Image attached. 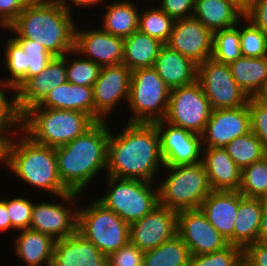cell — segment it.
Segmentation results:
<instances>
[{"mask_svg":"<svg viewBox=\"0 0 267 266\" xmlns=\"http://www.w3.org/2000/svg\"><path fill=\"white\" fill-rule=\"evenodd\" d=\"M211 112L209 100L196 80L189 85L171 89L164 121L201 135Z\"/></svg>","mask_w":267,"mask_h":266,"instance_id":"30bf717a","label":"cell"},{"mask_svg":"<svg viewBox=\"0 0 267 266\" xmlns=\"http://www.w3.org/2000/svg\"><path fill=\"white\" fill-rule=\"evenodd\" d=\"M239 36L243 57L261 58L267 56V34L255 27L245 17L239 22Z\"/></svg>","mask_w":267,"mask_h":266,"instance_id":"f35d334b","label":"cell"},{"mask_svg":"<svg viewBox=\"0 0 267 266\" xmlns=\"http://www.w3.org/2000/svg\"><path fill=\"white\" fill-rule=\"evenodd\" d=\"M110 2L104 4L107 9L102 16V23H99L101 29L123 39L138 31L139 7L132 0Z\"/></svg>","mask_w":267,"mask_h":266,"instance_id":"f1b7e54d","label":"cell"},{"mask_svg":"<svg viewBox=\"0 0 267 266\" xmlns=\"http://www.w3.org/2000/svg\"><path fill=\"white\" fill-rule=\"evenodd\" d=\"M251 132L248 103L238 108L214 109L203 133L202 147L224 148L233 139Z\"/></svg>","mask_w":267,"mask_h":266,"instance_id":"e0dca14e","label":"cell"},{"mask_svg":"<svg viewBox=\"0 0 267 266\" xmlns=\"http://www.w3.org/2000/svg\"><path fill=\"white\" fill-rule=\"evenodd\" d=\"M160 135L161 155L165 166L202 162L201 135L162 120L155 122Z\"/></svg>","mask_w":267,"mask_h":266,"instance_id":"9a60e30c","label":"cell"},{"mask_svg":"<svg viewBox=\"0 0 267 266\" xmlns=\"http://www.w3.org/2000/svg\"><path fill=\"white\" fill-rule=\"evenodd\" d=\"M224 148L240 169L250 166L267 155L261 141L252 131L233 139Z\"/></svg>","mask_w":267,"mask_h":266,"instance_id":"836d02e7","label":"cell"},{"mask_svg":"<svg viewBox=\"0 0 267 266\" xmlns=\"http://www.w3.org/2000/svg\"><path fill=\"white\" fill-rule=\"evenodd\" d=\"M52 266H108L107 255L76 232L55 242Z\"/></svg>","mask_w":267,"mask_h":266,"instance_id":"603a6c76","label":"cell"},{"mask_svg":"<svg viewBox=\"0 0 267 266\" xmlns=\"http://www.w3.org/2000/svg\"><path fill=\"white\" fill-rule=\"evenodd\" d=\"M3 65L9 76L0 78V84L14 88L16 91L26 82L28 72L29 56L21 44L12 36L6 40L4 45Z\"/></svg>","mask_w":267,"mask_h":266,"instance_id":"1f68e13d","label":"cell"},{"mask_svg":"<svg viewBox=\"0 0 267 266\" xmlns=\"http://www.w3.org/2000/svg\"><path fill=\"white\" fill-rule=\"evenodd\" d=\"M190 252L176 234L160 246L144 251L143 266H189Z\"/></svg>","mask_w":267,"mask_h":266,"instance_id":"d6a6232c","label":"cell"},{"mask_svg":"<svg viewBox=\"0 0 267 266\" xmlns=\"http://www.w3.org/2000/svg\"><path fill=\"white\" fill-rule=\"evenodd\" d=\"M67 82L66 54L54 57L45 70L29 78L17 91V107L22 115L29 108L38 105L53 88Z\"/></svg>","mask_w":267,"mask_h":266,"instance_id":"ffe728a7","label":"cell"},{"mask_svg":"<svg viewBox=\"0 0 267 266\" xmlns=\"http://www.w3.org/2000/svg\"><path fill=\"white\" fill-rule=\"evenodd\" d=\"M154 68L170 90L197 80V64L165 44L159 51Z\"/></svg>","mask_w":267,"mask_h":266,"instance_id":"cb8c5ba5","label":"cell"},{"mask_svg":"<svg viewBox=\"0 0 267 266\" xmlns=\"http://www.w3.org/2000/svg\"><path fill=\"white\" fill-rule=\"evenodd\" d=\"M244 17L267 34V0H253Z\"/></svg>","mask_w":267,"mask_h":266,"instance_id":"7dc6e473","label":"cell"},{"mask_svg":"<svg viewBox=\"0 0 267 266\" xmlns=\"http://www.w3.org/2000/svg\"><path fill=\"white\" fill-rule=\"evenodd\" d=\"M239 207V191L212 190L200 207L216 230L234 245V223Z\"/></svg>","mask_w":267,"mask_h":266,"instance_id":"44dd1931","label":"cell"},{"mask_svg":"<svg viewBox=\"0 0 267 266\" xmlns=\"http://www.w3.org/2000/svg\"><path fill=\"white\" fill-rule=\"evenodd\" d=\"M239 192L244 197H267V155L242 169Z\"/></svg>","mask_w":267,"mask_h":266,"instance_id":"74e56055","label":"cell"},{"mask_svg":"<svg viewBox=\"0 0 267 266\" xmlns=\"http://www.w3.org/2000/svg\"><path fill=\"white\" fill-rule=\"evenodd\" d=\"M165 45L199 65L212 56L213 32L194 16L177 19Z\"/></svg>","mask_w":267,"mask_h":266,"instance_id":"2e32d148","label":"cell"},{"mask_svg":"<svg viewBox=\"0 0 267 266\" xmlns=\"http://www.w3.org/2000/svg\"><path fill=\"white\" fill-rule=\"evenodd\" d=\"M244 15L229 0H195L193 16L212 32L236 26Z\"/></svg>","mask_w":267,"mask_h":266,"instance_id":"4316f807","label":"cell"},{"mask_svg":"<svg viewBox=\"0 0 267 266\" xmlns=\"http://www.w3.org/2000/svg\"><path fill=\"white\" fill-rule=\"evenodd\" d=\"M263 198L244 197L239 192V207L234 223V245L243 250L257 242Z\"/></svg>","mask_w":267,"mask_h":266,"instance_id":"83f0119b","label":"cell"},{"mask_svg":"<svg viewBox=\"0 0 267 266\" xmlns=\"http://www.w3.org/2000/svg\"><path fill=\"white\" fill-rule=\"evenodd\" d=\"M177 234V212L158 205L130 224V242L142 251L154 249Z\"/></svg>","mask_w":267,"mask_h":266,"instance_id":"ac0fdd59","label":"cell"},{"mask_svg":"<svg viewBox=\"0 0 267 266\" xmlns=\"http://www.w3.org/2000/svg\"><path fill=\"white\" fill-rule=\"evenodd\" d=\"M54 58L51 54H35L29 56L28 72L26 74V81L45 70L46 65Z\"/></svg>","mask_w":267,"mask_h":266,"instance_id":"681fc988","label":"cell"},{"mask_svg":"<svg viewBox=\"0 0 267 266\" xmlns=\"http://www.w3.org/2000/svg\"><path fill=\"white\" fill-rule=\"evenodd\" d=\"M23 47L25 54L32 56L35 54H50L46 49L30 39H16Z\"/></svg>","mask_w":267,"mask_h":266,"instance_id":"816d5d0a","label":"cell"},{"mask_svg":"<svg viewBox=\"0 0 267 266\" xmlns=\"http://www.w3.org/2000/svg\"><path fill=\"white\" fill-rule=\"evenodd\" d=\"M234 3L244 13L251 7L253 0H229Z\"/></svg>","mask_w":267,"mask_h":266,"instance_id":"9f6ffc18","label":"cell"},{"mask_svg":"<svg viewBox=\"0 0 267 266\" xmlns=\"http://www.w3.org/2000/svg\"><path fill=\"white\" fill-rule=\"evenodd\" d=\"M36 0H0V29L6 30L24 8Z\"/></svg>","mask_w":267,"mask_h":266,"instance_id":"f6af8a7d","label":"cell"},{"mask_svg":"<svg viewBox=\"0 0 267 266\" xmlns=\"http://www.w3.org/2000/svg\"><path fill=\"white\" fill-rule=\"evenodd\" d=\"M72 8L59 0H36L8 26L15 39H30L54 57H63L75 48L77 21Z\"/></svg>","mask_w":267,"mask_h":266,"instance_id":"7a4b0ae2","label":"cell"},{"mask_svg":"<svg viewBox=\"0 0 267 266\" xmlns=\"http://www.w3.org/2000/svg\"><path fill=\"white\" fill-rule=\"evenodd\" d=\"M108 121L96 122L83 135L55 148L58 174L71 191L84 194L100 172L106 174L110 128ZM105 171V173H104Z\"/></svg>","mask_w":267,"mask_h":266,"instance_id":"3957f363","label":"cell"},{"mask_svg":"<svg viewBox=\"0 0 267 266\" xmlns=\"http://www.w3.org/2000/svg\"><path fill=\"white\" fill-rule=\"evenodd\" d=\"M106 178V192L96 199L129 225L142 219L159 205L157 183L109 175Z\"/></svg>","mask_w":267,"mask_h":266,"instance_id":"52a82bcc","label":"cell"},{"mask_svg":"<svg viewBox=\"0 0 267 266\" xmlns=\"http://www.w3.org/2000/svg\"><path fill=\"white\" fill-rule=\"evenodd\" d=\"M202 163L205 166L211 190L239 191L240 169L222 147H203Z\"/></svg>","mask_w":267,"mask_h":266,"instance_id":"7402d4cb","label":"cell"},{"mask_svg":"<svg viewBox=\"0 0 267 266\" xmlns=\"http://www.w3.org/2000/svg\"><path fill=\"white\" fill-rule=\"evenodd\" d=\"M258 242L267 244V200L263 199L261 225L258 232Z\"/></svg>","mask_w":267,"mask_h":266,"instance_id":"db71d44e","label":"cell"},{"mask_svg":"<svg viewBox=\"0 0 267 266\" xmlns=\"http://www.w3.org/2000/svg\"><path fill=\"white\" fill-rule=\"evenodd\" d=\"M158 7L174 20L193 16L195 0H158Z\"/></svg>","mask_w":267,"mask_h":266,"instance_id":"bcb514c9","label":"cell"},{"mask_svg":"<svg viewBox=\"0 0 267 266\" xmlns=\"http://www.w3.org/2000/svg\"><path fill=\"white\" fill-rule=\"evenodd\" d=\"M257 98L267 106V85L263 88Z\"/></svg>","mask_w":267,"mask_h":266,"instance_id":"6f0895ef","label":"cell"},{"mask_svg":"<svg viewBox=\"0 0 267 266\" xmlns=\"http://www.w3.org/2000/svg\"><path fill=\"white\" fill-rule=\"evenodd\" d=\"M211 57L218 62L228 65L242 57L239 23L234 27L213 32Z\"/></svg>","mask_w":267,"mask_h":266,"instance_id":"8d00e7d4","label":"cell"},{"mask_svg":"<svg viewBox=\"0 0 267 266\" xmlns=\"http://www.w3.org/2000/svg\"><path fill=\"white\" fill-rule=\"evenodd\" d=\"M170 88L154 67L132 71L127 107L131 123H155L164 120L170 98Z\"/></svg>","mask_w":267,"mask_h":266,"instance_id":"9c48e42d","label":"cell"},{"mask_svg":"<svg viewBox=\"0 0 267 266\" xmlns=\"http://www.w3.org/2000/svg\"><path fill=\"white\" fill-rule=\"evenodd\" d=\"M101 68L97 63L83 58L75 50L66 54L67 81L71 84L92 87L99 78Z\"/></svg>","mask_w":267,"mask_h":266,"instance_id":"d590c367","label":"cell"},{"mask_svg":"<svg viewBox=\"0 0 267 266\" xmlns=\"http://www.w3.org/2000/svg\"><path fill=\"white\" fill-rule=\"evenodd\" d=\"M61 110L81 111L94 120V97L92 87L65 82L52 90L36 106Z\"/></svg>","mask_w":267,"mask_h":266,"instance_id":"d4e9b609","label":"cell"},{"mask_svg":"<svg viewBox=\"0 0 267 266\" xmlns=\"http://www.w3.org/2000/svg\"><path fill=\"white\" fill-rule=\"evenodd\" d=\"M175 20L158 6L139 12L138 30L166 44L172 32Z\"/></svg>","mask_w":267,"mask_h":266,"instance_id":"e575fe53","label":"cell"},{"mask_svg":"<svg viewBox=\"0 0 267 266\" xmlns=\"http://www.w3.org/2000/svg\"><path fill=\"white\" fill-rule=\"evenodd\" d=\"M236 266H252V265L243 257Z\"/></svg>","mask_w":267,"mask_h":266,"instance_id":"680465c9","label":"cell"},{"mask_svg":"<svg viewBox=\"0 0 267 266\" xmlns=\"http://www.w3.org/2000/svg\"><path fill=\"white\" fill-rule=\"evenodd\" d=\"M91 201L78 207L77 232L108 256L130 241V225L96 198Z\"/></svg>","mask_w":267,"mask_h":266,"instance_id":"ba28073f","label":"cell"},{"mask_svg":"<svg viewBox=\"0 0 267 266\" xmlns=\"http://www.w3.org/2000/svg\"><path fill=\"white\" fill-rule=\"evenodd\" d=\"M243 257L252 266H267V244L255 242L243 250Z\"/></svg>","mask_w":267,"mask_h":266,"instance_id":"c3c4849f","label":"cell"},{"mask_svg":"<svg viewBox=\"0 0 267 266\" xmlns=\"http://www.w3.org/2000/svg\"><path fill=\"white\" fill-rule=\"evenodd\" d=\"M144 251L130 241L107 256L108 266H143Z\"/></svg>","mask_w":267,"mask_h":266,"instance_id":"ee69618b","label":"cell"},{"mask_svg":"<svg viewBox=\"0 0 267 266\" xmlns=\"http://www.w3.org/2000/svg\"><path fill=\"white\" fill-rule=\"evenodd\" d=\"M123 126L118 134L110 130L106 175L157 182L159 168L165 165L156 124L127 122Z\"/></svg>","mask_w":267,"mask_h":266,"instance_id":"6da1fadb","label":"cell"},{"mask_svg":"<svg viewBox=\"0 0 267 266\" xmlns=\"http://www.w3.org/2000/svg\"><path fill=\"white\" fill-rule=\"evenodd\" d=\"M14 136V133H0V164L4 165V168L6 166L7 170L9 169L10 146Z\"/></svg>","mask_w":267,"mask_h":266,"instance_id":"f907efd6","label":"cell"},{"mask_svg":"<svg viewBox=\"0 0 267 266\" xmlns=\"http://www.w3.org/2000/svg\"><path fill=\"white\" fill-rule=\"evenodd\" d=\"M131 74L132 71L124 64L101 68L99 78L92 86L95 122L106 121L111 112L120 106V101L123 103L124 100L127 104Z\"/></svg>","mask_w":267,"mask_h":266,"instance_id":"4fadbf2b","label":"cell"},{"mask_svg":"<svg viewBox=\"0 0 267 266\" xmlns=\"http://www.w3.org/2000/svg\"><path fill=\"white\" fill-rule=\"evenodd\" d=\"M197 81L212 110L238 108L248 103L249 97L237 85L229 65L212 57L197 65Z\"/></svg>","mask_w":267,"mask_h":266,"instance_id":"7c38bea8","label":"cell"},{"mask_svg":"<svg viewBox=\"0 0 267 266\" xmlns=\"http://www.w3.org/2000/svg\"><path fill=\"white\" fill-rule=\"evenodd\" d=\"M7 213V197L0 199V233L12 229L11 220Z\"/></svg>","mask_w":267,"mask_h":266,"instance_id":"f5cc1de1","label":"cell"},{"mask_svg":"<svg viewBox=\"0 0 267 266\" xmlns=\"http://www.w3.org/2000/svg\"><path fill=\"white\" fill-rule=\"evenodd\" d=\"M177 234L191 255L218 252L229 245L201 209L177 212Z\"/></svg>","mask_w":267,"mask_h":266,"instance_id":"5bb4252c","label":"cell"},{"mask_svg":"<svg viewBox=\"0 0 267 266\" xmlns=\"http://www.w3.org/2000/svg\"><path fill=\"white\" fill-rule=\"evenodd\" d=\"M21 119L22 115L17 107L16 90L0 84V133L10 132L17 135V132L21 131Z\"/></svg>","mask_w":267,"mask_h":266,"instance_id":"ab89813d","label":"cell"},{"mask_svg":"<svg viewBox=\"0 0 267 266\" xmlns=\"http://www.w3.org/2000/svg\"><path fill=\"white\" fill-rule=\"evenodd\" d=\"M9 170L25 184L35 190H45L49 196L57 197L71 192L58 174L55 148L33 142L22 131L12 139Z\"/></svg>","mask_w":267,"mask_h":266,"instance_id":"277c9868","label":"cell"},{"mask_svg":"<svg viewBox=\"0 0 267 266\" xmlns=\"http://www.w3.org/2000/svg\"><path fill=\"white\" fill-rule=\"evenodd\" d=\"M61 1L64 5H67L70 9L71 7L73 8L74 6L84 8L86 7H94L95 5L97 6L98 4L100 5L101 3L105 4V0H59Z\"/></svg>","mask_w":267,"mask_h":266,"instance_id":"11a10c76","label":"cell"},{"mask_svg":"<svg viewBox=\"0 0 267 266\" xmlns=\"http://www.w3.org/2000/svg\"><path fill=\"white\" fill-rule=\"evenodd\" d=\"M79 195L81 193L69 192L58 195L59 202H34L30 229L49 235L55 241L75 234L78 223L77 206L80 204L78 201V198L80 199Z\"/></svg>","mask_w":267,"mask_h":266,"instance_id":"8fae6325","label":"cell"},{"mask_svg":"<svg viewBox=\"0 0 267 266\" xmlns=\"http://www.w3.org/2000/svg\"><path fill=\"white\" fill-rule=\"evenodd\" d=\"M237 85L251 97H257L267 85V56L261 58L240 57L229 64Z\"/></svg>","mask_w":267,"mask_h":266,"instance_id":"f546056e","label":"cell"},{"mask_svg":"<svg viewBox=\"0 0 267 266\" xmlns=\"http://www.w3.org/2000/svg\"><path fill=\"white\" fill-rule=\"evenodd\" d=\"M13 248L26 266H52L55 240L31 229L17 231Z\"/></svg>","mask_w":267,"mask_h":266,"instance_id":"484cf974","label":"cell"},{"mask_svg":"<svg viewBox=\"0 0 267 266\" xmlns=\"http://www.w3.org/2000/svg\"><path fill=\"white\" fill-rule=\"evenodd\" d=\"M164 170L169 175L157 182L159 205L176 212L200 209L212 191L203 163L164 166Z\"/></svg>","mask_w":267,"mask_h":266,"instance_id":"8992f818","label":"cell"},{"mask_svg":"<svg viewBox=\"0 0 267 266\" xmlns=\"http://www.w3.org/2000/svg\"><path fill=\"white\" fill-rule=\"evenodd\" d=\"M34 201L24 196L7 199V213L11 220L12 230L30 229Z\"/></svg>","mask_w":267,"mask_h":266,"instance_id":"b9f144b4","label":"cell"},{"mask_svg":"<svg viewBox=\"0 0 267 266\" xmlns=\"http://www.w3.org/2000/svg\"><path fill=\"white\" fill-rule=\"evenodd\" d=\"M123 49V38L113 36L101 28L83 30L76 26L74 50L101 67L122 64Z\"/></svg>","mask_w":267,"mask_h":266,"instance_id":"d6986e66","label":"cell"},{"mask_svg":"<svg viewBox=\"0 0 267 266\" xmlns=\"http://www.w3.org/2000/svg\"><path fill=\"white\" fill-rule=\"evenodd\" d=\"M251 114V131L258 137L267 151V106L257 97L248 100Z\"/></svg>","mask_w":267,"mask_h":266,"instance_id":"7bdbcfd3","label":"cell"},{"mask_svg":"<svg viewBox=\"0 0 267 266\" xmlns=\"http://www.w3.org/2000/svg\"><path fill=\"white\" fill-rule=\"evenodd\" d=\"M242 258L243 249L229 244L218 252L191 255L189 266H236Z\"/></svg>","mask_w":267,"mask_h":266,"instance_id":"60d3db41","label":"cell"},{"mask_svg":"<svg viewBox=\"0 0 267 266\" xmlns=\"http://www.w3.org/2000/svg\"><path fill=\"white\" fill-rule=\"evenodd\" d=\"M95 123L81 111L31 107L22 114L21 131L37 144L57 148L83 135Z\"/></svg>","mask_w":267,"mask_h":266,"instance_id":"5b68a950","label":"cell"},{"mask_svg":"<svg viewBox=\"0 0 267 266\" xmlns=\"http://www.w3.org/2000/svg\"><path fill=\"white\" fill-rule=\"evenodd\" d=\"M164 44L139 30L124 39L123 62L131 71L154 67L155 60Z\"/></svg>","mask_w":267,"mask_h":266,"instance_id":"4dcf8cb0","label":"cell"}]
</instances>
